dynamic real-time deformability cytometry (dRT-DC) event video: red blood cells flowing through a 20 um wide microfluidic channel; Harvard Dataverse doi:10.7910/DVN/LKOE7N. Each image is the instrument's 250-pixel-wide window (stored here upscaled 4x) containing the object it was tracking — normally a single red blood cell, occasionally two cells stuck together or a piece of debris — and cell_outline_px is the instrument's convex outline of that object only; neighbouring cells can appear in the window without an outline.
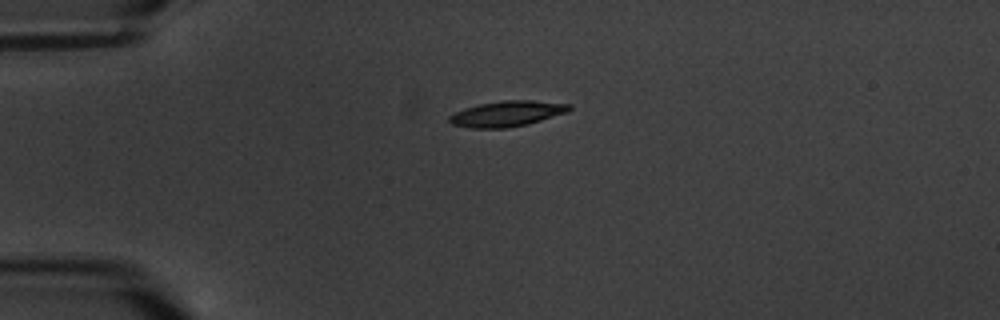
{"species": "common noctule bat (a hibernating species)", "species_latin": "Nyctalus noctula", "temperature_condition": "warm", "stored_images_in_passage": 2, "camera_frame_rate_fps": 3000, "um_per_image_px": 0.085, "animal": {"sex": "male", "body_mass_g": 20.1, "forearm_length_mm": 53.5}, "frame": {"image": 1, "passage_image": 1, "time_ms": 0.0, "image_size_px": [1000, 320], "cell_outline_px": [[572, 108], [568, 112], [528, 124], [508, 128], [472, 128], [452, 124], [448, 120], [448, 116], [464, 108], [480, 104], [504, 100], [532, 100], [572, 104]], "centroid_in_image_um": [43.12, 9.66], "position_along_channel_um": 41.9, "area_um2": 17.92}}